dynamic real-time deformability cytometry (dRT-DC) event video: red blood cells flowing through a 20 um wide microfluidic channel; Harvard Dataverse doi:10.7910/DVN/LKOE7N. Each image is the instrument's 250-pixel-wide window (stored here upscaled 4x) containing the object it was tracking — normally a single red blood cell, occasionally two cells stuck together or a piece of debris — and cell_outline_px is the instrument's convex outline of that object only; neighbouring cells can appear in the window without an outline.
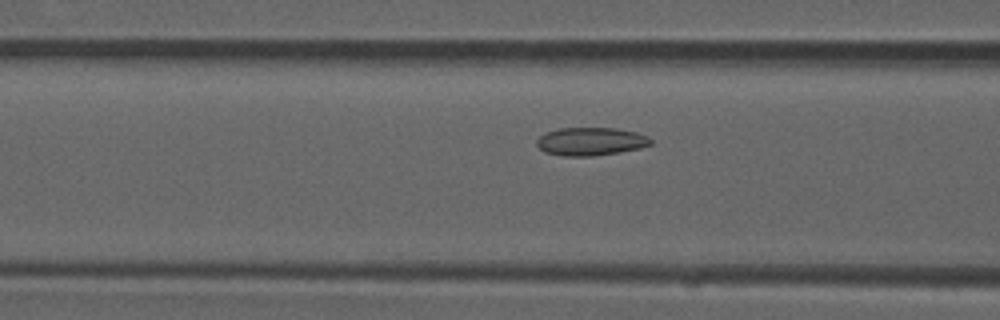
{"species": "common noctule bat (a hibernating species)", "species_latin": "Nyctalus noctula", "temperature_condition": "room temperature", "stored_images_in_passage": 16, "camera_frame_rate_fps": 3000, "um_per_image_px": 0.085, "animal": {"sex": "male", "forearm_length_mm": 52.5}, "frame": {"image": 1, "passage_image": 14, "time_ms": 4.333, "image_size_px": [1000, 320], "cell_outline_px": [[652, 144], [640, 148], [620, 152], [592, 156], [564, 156], [544, 152], [536, 144], [536, 140], [544, 132], [560, 128], [616, 128], [636, 132], [648, 136], [652, 140]], "centroid_in_image_um": [50.21, 12.02], "position_along_channel_um": 116.4, "area_um2": 18.79}}